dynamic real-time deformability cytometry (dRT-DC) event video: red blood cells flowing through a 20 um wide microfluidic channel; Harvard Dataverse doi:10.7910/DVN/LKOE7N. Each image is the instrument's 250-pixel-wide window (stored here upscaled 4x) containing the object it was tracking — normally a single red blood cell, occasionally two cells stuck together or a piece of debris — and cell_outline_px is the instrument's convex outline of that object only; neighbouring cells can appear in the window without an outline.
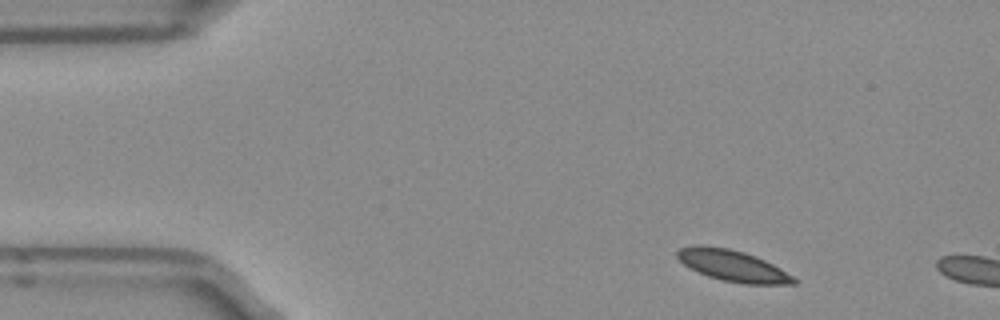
{"species": "Egyptian fruit bat (a non-hibernating species)", "species_latin": "Rousettus aegyptiacus", "temperature_condition": "room temperature", "stored_images_in_passage": 5, "camera_frame_rate_fps": 3000, "um_per_image_px": 0.085, "frame": {"image": 1, "passage_image": 1, "time_ms": 0.0, "image_size_px": [1000, 320], "cell_outline_px": [[796, 284], [744, 284], [720, 280], [708, 276], [688, 268], [676, 256], [676, 252], [680, 248], [692, 244], [700, 244], [728, 248], [744, 252], [756, 256], [780, 268], [792, 276], [796, 280]], "centroid_in_image_um": [62.23, 22.57], "position_along_channel_um": 22.8, "area_um2": 21.33}}